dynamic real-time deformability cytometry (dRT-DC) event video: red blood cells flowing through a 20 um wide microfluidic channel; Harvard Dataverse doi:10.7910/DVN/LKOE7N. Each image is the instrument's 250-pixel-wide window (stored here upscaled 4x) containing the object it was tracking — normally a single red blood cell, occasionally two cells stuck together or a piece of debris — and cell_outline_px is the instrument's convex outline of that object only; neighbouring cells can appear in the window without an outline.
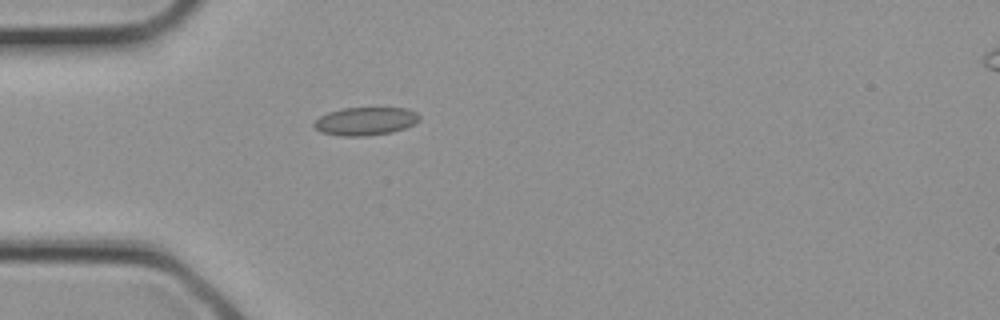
{"species": "common noctule bat (a hibernating species)", "species_latin": "Nyctalus noctula", "temperature_condition": "cold", "stored_images_in_passage": 2, "camera_frame_rate_fps": 3000, "um_per_image_px": 0.085, "animal": {"sex": "female", "body_mass_g": 21.9}, "frame": {"image": 1, "passage_image": 1, "time_ms": 0.0, "image_size_px": [1000, 320], "cell_outline_px": [[420, 120], [404, 128], [392, 132], [368, 136], [340, 136], [320, 132], [312, 124], [320, 116], [328, 112], [344, 108], [408, 108], [416, 112], [420, 116]], "centroid_in_image_um": [31.06, 10.3], "position_along_channel_um": 53.9, "area_um2": 17.28}}